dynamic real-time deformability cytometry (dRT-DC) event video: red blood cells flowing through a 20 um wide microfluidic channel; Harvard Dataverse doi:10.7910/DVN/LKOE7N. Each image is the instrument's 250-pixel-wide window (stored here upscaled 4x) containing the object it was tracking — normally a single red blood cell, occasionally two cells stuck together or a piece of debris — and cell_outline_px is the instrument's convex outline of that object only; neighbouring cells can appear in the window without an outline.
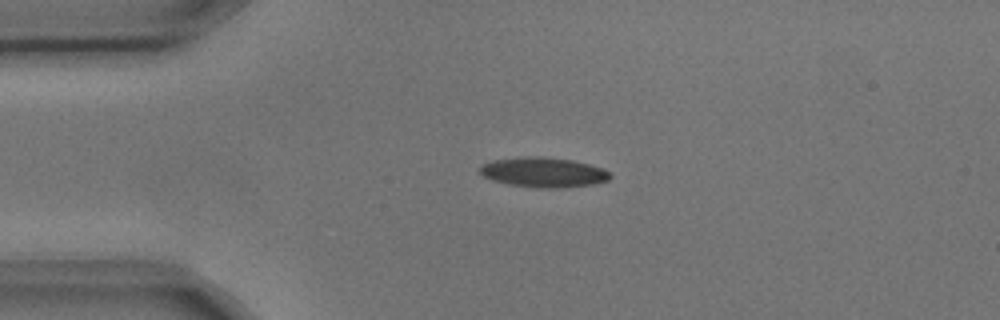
{"species": "common noctule bat (a hibernating species)", "species_latin": "Nyctalus noctula", "temperature_condition": "cold", "stored_images_in_passage": 5, "camera_frame_rate_fps": 3000, "um_per_image_px": 0.085, "animal": {"sex": "male", "body_mass_g": 17.9, "forearm_length_mm": 54.2}, "frame": {"image": 1, "passage_image": 1, "time_ms": 0.0, "image_size_px": [1000, 320], "cell_outline_px": [[612, 176], [608, 180], [596, 184], [564, 188], [536, 188], [508, 184], [492, 180], [484, 176], [480, 172], [480, 164], [496, 160], [528, 156], [536, 156], [572, 160], [604, 168]], "centroid_in_image_um": [46.22, 14.66], "position_along_channel_um": 38.8, "area_um2": 22.72}}
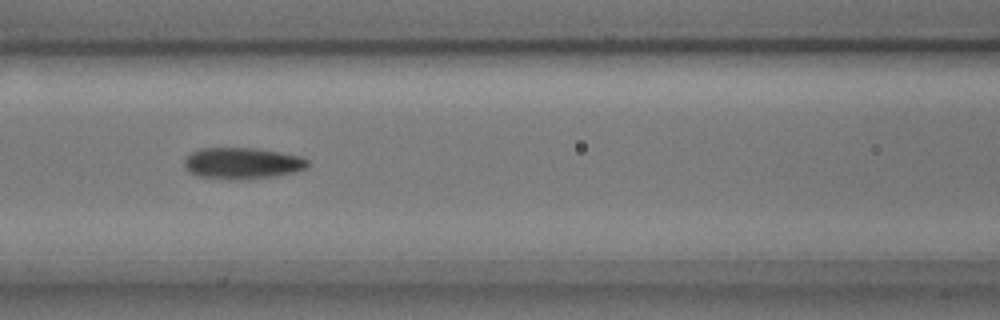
{"frame": {"image": 2, "passage_image": 4, "time_ms": 1.0, "image_size_px": [1000, 320], "cell_outline_px": [[308, 164], [304, 168], [292, 172], [268, 176], [228, 180], [196, 176], [188, 172], [184, 168], [184, 160], [192, 152], [200, 148], [252, 148], [300, 156], [308, 160]], "centroid_in_image_um": [20.49, 13.87], "position_along_channel_um": 146.1, "area_um2": 22.14}}
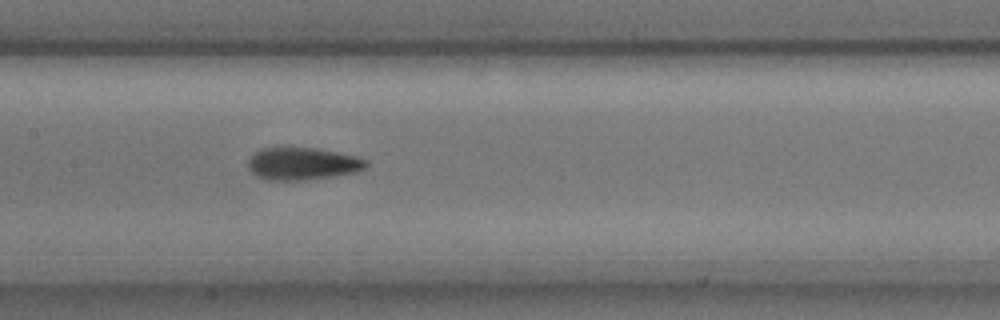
{"frame": {"image": 3, "passage_image": 5, "time_ms": 1.333, "image_size_px": [1000, 320], "cell_outline_px": [[368, 164], [364, 168], [356, 172], [332, 176], [304, 180], [268, 180], [256, 176], [248, 168], [248, 160], [252, 152], [260, 148], [316, 148], [356, 156], [368, 160]], "centroid_in_image_um": [25.68, 13.91], "position_along_channel_um": 181.7, "area_um2": 22.31}}